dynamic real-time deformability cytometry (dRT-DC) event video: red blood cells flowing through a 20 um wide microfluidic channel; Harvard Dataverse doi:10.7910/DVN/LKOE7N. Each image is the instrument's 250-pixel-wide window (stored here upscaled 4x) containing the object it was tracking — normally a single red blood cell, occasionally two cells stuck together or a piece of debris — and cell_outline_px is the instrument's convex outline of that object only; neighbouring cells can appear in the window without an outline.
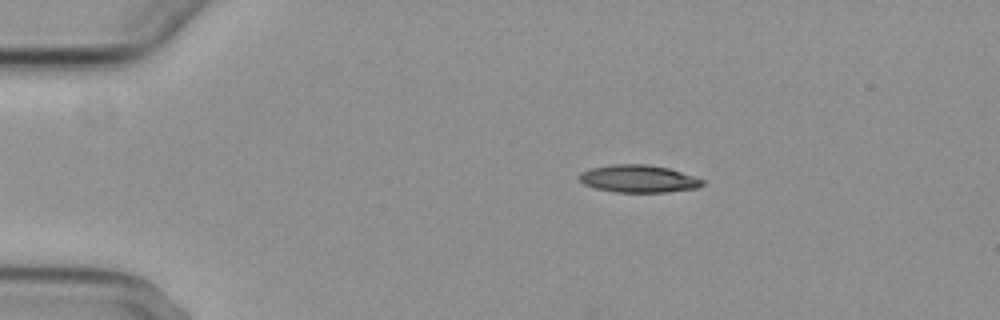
{"species": "common noctule bat (a hibernating species)", "species_latin": "Nyctalus noctula", "temperature_condition": "cold", "stored_images_in_passage": 46, "camera_frame_rate_fps": 3000, "um_per_image_px": 0.085, "animal": {"sex": "female", "body_mass_g": 29.2, "forearm_length_mm": 56.3}, "frame": {"image": 1, "passage_image": 1, "time_ms": 0.0, "image_size_px": [1000, 320], "cell_outline_px": [[704, 184], [696, 188], [668, 192], [616, 192], [596, 188], [584, 184], [576, 176], [580, 172], [588, 168], [612, 164], [648, 164], [668, 168], [704, 180]], "centroid_in_image_um": [54.21, 15.18], "position_along_channel_um": 30.8, "area_um2": 19.77}}
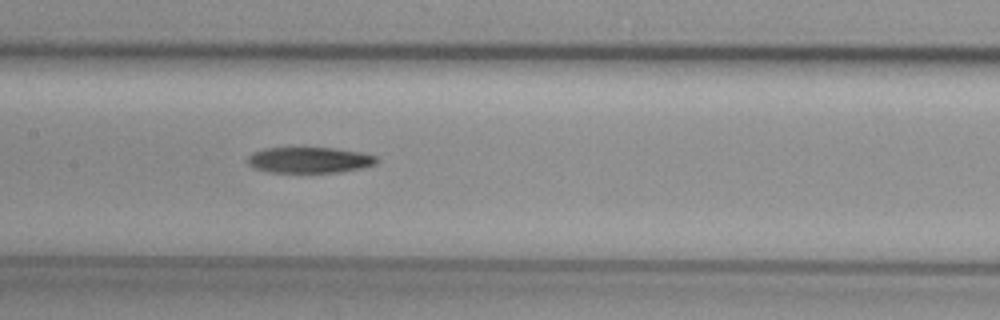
{"frame": {"image": 2, "passage_image": 18, "time_ms": 5.667, "image_size_px": [1000, 320], "cell_outline_px": [[376, 164], [364, 168], [340, 172], [264, 172], [252, 168], [248, 164], [248, 156], [264, 148], [332, 148], [360, 152], [376, 156]], "centroid_in_image_um": [26.29, 13.61], "position_along_channel_um": 181.1, "area_um2": 19.42}}
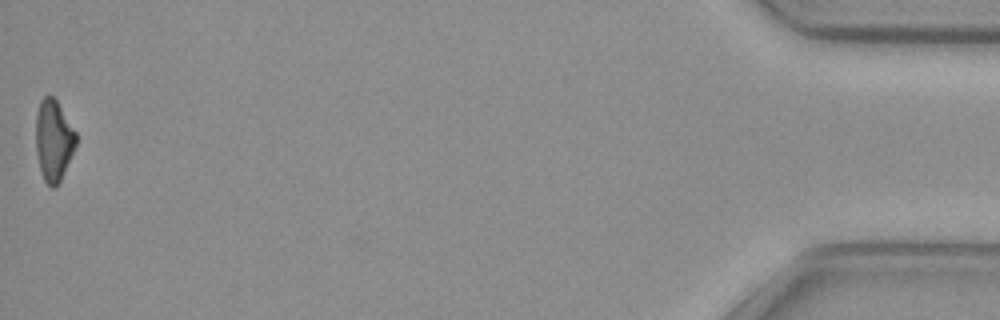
{"frame": {"image": 3, "passage_image": 46, "time_ms": 15.0, "image_size_px": [1000, 320], "cell_outline_px": [[76, 144], [60, 180], [56, 188], [52, 188], [44, 180], [40, 168], [36, 152], [36, 116], [40, 100], [44, 96], [52, 96], [56, 100], [76, 132]], "centroid_in_image_um": [4.54, 11.92], "position_along_channel_um": 430.7, "area_um2": 18.67}, "authors_computed_cell_mechanics": {"area_um2": 20.5768, "velocity_mm_per_s": 3.7189, "shape_relaxation_time_tau1_ms": 6.1316, "shape_relaxation_time_tau2_ms": null, "deformation_change_tau1": 0.1679, "deformation_change_tau2": null}}